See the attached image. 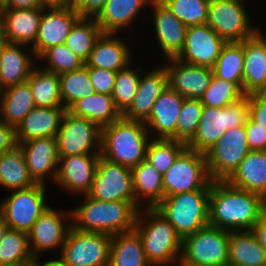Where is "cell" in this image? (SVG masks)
Segmentation results:
<instances>
[{
  "instance_id": "59",
  "label": "cell",
  "mask_w": 266,
  "mask_h": 266,
  "mask_svg": "<svg viewBox=\"0 0 266 266\" xmlns=\"http://www.w3.org/2000/svg\"><path fill=\"white\" fill-rule=\"evenodd\" d=\"M85 0H70V6L72 8H78Z\"/></svg>"
},
{
  "instance_id": "26",
  "label": "cell",
  "mask_w": 266,
  "mask_h": 266,
  "mask_svg": "<svg viewBox=\"0 0 266 266\" xmlns=\"http://www.w3.org/2000/svg\"><path fill=\"white\" fill-rule=\"evenodd\" d=\"M113 33H102L97 39L89 58L85 62L86 67H96L118 72L126 68L132 62L126 41Z\"/></svg>"
},
{
  "instance_id": "52",
  "label": "cell",
  "mask_w": 266,
  "mask_h": 266,
  "mask_svg": "<svg viewBox=\"0 0 266 266\" xmlns=\"http://www.w3.org/2000/svg\"><path fill=\"white\" fill-rule=\"evenodd\" d=\"M107 0H85L78 8L81 18H96Z\"/></svg>"
},
{
  "instance_id": "56",
  "label": "cell",
  "mask_w": 266,
  "mask_h": 266,
  "mask_svg": "<svg viewBox=\"0 0 266 266\" xmlns=\"http://www.w3.org/2000/svg\"><path fill=\"white\" fill-rule=\"evenodd\" d=\"M8 39H7V35L5 32V28L3 25V22L0 18V54L3 51V49L8 45Z\"/></svg>"
},
{
  "instance_id": "36",
  "label": "cell",
  "mask_w": 266,
  "mask_h": 266,
  "mask_svg": "<svg viewBox=\"0 0 266 266\" xmlns=\"http://www.w3.org/2000/svg\"><path fill=\"white\" fill-rule=\"evenodd\" d=\"M37 184L29 174L25 156L17 145L0 155V185L8 190L29 188Z\"/></svg>"
},
{
  "instance_id": "35",
  "label": "cell",
  "mask_w": 266,
  "mask_h": 266,
  "mask_svg": "<svg viewBox=\"0 0 266 266\" xmlns=\"http://www.w3.org/2000/svg\"><path fill=\"white\" fill-rule=\"evenodd\" d=\"M132 176L136 205L142 199L147 208H155L164 198L163 175L144 160L132 168Z\"/></svg>"
},
{
  "instance_id": "57",
  "label": "cell",
  "mask_w": 266,
  "mask_h": 266,
  "mask_svg": "<svg viewBox=\"0 0 266 266\" xmlns=\"http://www.w3.org/2000/svg\"><path fill=\"white\" fill-rule=\"evenodd\" d=\"M46 7L51 6H70V0H42Z\"/></svg>"
},
{
  "instance_id": "4",
  "label": "cell",
  "mask_w": 266,
  "mask_h": 266,
  "mask_svg": "<svg viewBox=\"0 0 266 266\" xmlns=\"http://www.w3.org/2000/svg\"><path fill=\"white\" fill-rule=\"evenodd\" d=\"M134 229L142 240L147 261L152 266H168L180 262L182 238L155 208L146 207L143 214L139 210Z\"/></svg>"
},
{
  "instance_id": "27",
  "label": "cell",
  "mask_w": 266,
  "mask_h": 266,
  "mask_svg": "<svg viewBox=\"0 0 266 266\" xmlns=\"http://www.w3.org/2000/svg\"><path fill=\"white\" fill-rule=\"evenodd\" d=\"M43 8L0 9L7 39L12 44L33 46L37 40Z\"/></svg>"
},
{
  "instance_id": "32",
  "label": "cell",
  "mask_w": 266,
  "mask_h": 266,
  "mask_svg": "<svg viewBox=\"0 0 266 266\" xmlns=\"http://www.w3.org/2000/svg\"><path fill=\"white\" fill-rule=\"evenodd\" d=\"M67 111L76 117L96 123L100 128L122 117L111 95L96 92L77 100Z\"/></svg>"
},
{
  "instance_id": "5",
  "label": "cell",
  "mask_w": 266,
  "mask_h": 266,
  "mask_svg": "<svg viewBox=\"0 0 266 266\" xmlns=\"http://www.w3.org/2000/svg\"><path fill=\"white\" fill-rule=\"evenodd\" d=\"M210 189L166 196L155 209L175 228L182 240L209 224Z\"/></svg>"
},
{
  "instance_id": "25",
  "label": "cell",
  "mask_w": 266,
  "mask_h": 266,
  "mask_svg": "<svg viewBox=\"0 0 266 266\" xmlns=\"http://www.w3.org/2000/svg\"><path fill=\"white\" fill-rule=\"evenodd\" d=\"M66 111L64 106L34 107L15 129L17 145L35 138L56 137Z\"/></svg>"
},
{
  "instance_id": "22",
  "label": "cell",
  "mask_w": 266,
  "mask_h": 266,
  "mask_svg": "<svg viewBox=\"0 0 266 266\" xmlns=\"http://www.w3.org/2000/svg\"><path fill=\"white\" fill-rule=\"evenodd\" d=\"M167 86L168 73L165 66L154 68L144 76L141 75L133 102L122 114V117L128 120L145 122L155 101Z\"/></svg>"
},
{
  "instance_id": "50",
  "label": "cell",
  "mask_w": 266,
  "mask_h": 266,
  "mask_svg": "<svg viewBox=\"0 0 266 266\" xmlns=\"http://www.w3.org/2000/svg\"><path fill=\"white\" fill-rule=\"evenodd\" d=\"M244 127L250 150H266V127L257 124L250 117Z\"/></svg>"
},
{
  "instance_id": "31",
  "label": "cell",
  "mask_w": 266,
  "mask_h": 266,
  "mask_svg": "<svg viewBox=\"0 0 266 266\" xmlns=\"http://www.w3.org/2000/svg\"><path fill=\"white\" fill-rule=\"evenodd\" d=\"M228 264L233 266H266V250L251 230L230 231Z\"/></svg>"
},
{
  "instance_id": "51",
  "label": "cell",
  "mask_w": 266,
  "mask_h": 266,
  "mask_svg": "<svg viewBox=\"0 0 266 266\" xmlns=\"http://www.w3.org/2000/svg\"><path fill=\"white\" fill-rule=\"evenodd\" d=\"M17 146L15 128L0 120V155Z\"/></svg>"
},
{
  "instance_id": "46",
  "label": "cell",
  "mask_w": 266,
  "mask_h": 266,
  "mask_svg": "<svg viewBox=\"0 0 266 266\" xmlns=\"http://www.w3.org/2000/svg\"><path fill=\"white\" fill-rule=\"evenodd\" d=\"M39 59L48 63L43 69L58 75L80 69L85 65V62L65 43L50 47L38 58V60Z\"/></svg>"
},
{
  "instance_id": "29",
  "label": "cell",
  "mask_w": 266,
  "mask_h": 266,
  "mask_svg": "<svg viewBox=\"0 0 266 266\" xmlns=\"http://www.w3.org/2000/svg\"><path fill=\"white\" fill-rule=\"evenodd\" d=\"M22 46L26 45L8 43L0 54V91L26 82L34 68L33 49L27 55Z\"/></svg>"
},
{
  "instance_id": "34",
  "label": "cell",
  "mask_w": 266,
  "mask_h": 266,
  "mask_svg": "<svg viewBox=\"0 0 266 266\" xmlns=\"http://www.w3.org/2000/svg\"><path fill=\"white\" fill-rule=\"evenodd\" d=\"M109 266H152L135 229L112 235Z\"/></svg>"
},
{
  "instance_id": "60",
  "label": "cell",
  "mask_w": 266,
  "mask_h": 266,
  "mask_svg": "<svg viewBox=\"0 0 266 266\" xmlns=\"http://www.w3.org/2000/svg\"><path fill=\"white\" fill-rule=\"evenodd\" d=\"M5 0H0V7L3 5Z\"/></svg>"
},
{
  "instance_id": "37",
  "label": "cell",
  "mask_w": 266,
  "mask_h": 266,
  "mask_svg": "<svg viewBox=\"0 0 266 266\" xmlns=\"http://www.w3.org/2000/svg\"><path fill=\"white\" fill-rule=\"evenodd\" d=\"M26 82L36 107L63 106L58 74L34 67Z\"/></svg>"
},
{
  "instance_id": "42",
  "label": "cell",
  "mask_w": 266,
  "mask_h": 266,
  "mask_svg": "<svg viewBox=\"0 0 266 266\" xmlns=\"http://www.w3.org/2000/svg\"><path fill=\"white\" fill-rule=\"evenodd\" d=\"M186 147L185 143L175 139L151 138L146 150V161L164 175Z\"/></svg>"
},
{
  "instance_id": "14",
  "label": "cell",
  "mask_w": 266,
  "mask_h": 266,
  "mask_svg": "<svg viewBox=\"0 0 266 266\" xmlns=\"http://www.w3.org/2000/svg\"><path fill=\"white\" fill-rule=\"evenodd\" d=\"M89 197L110 202H136L132 169L100 155Z\"/></svg>"
},
{
  "instance_id": "49",
  "label": "cell",
  "mask_w": 266,
  "mask_h": 266,
  "mask_svg": "<svg viewBox=\"0 0 266 266\" xmlns=\"http://www.w3.org/2000/svg\"><path fill=\"white\" fill-rule=\"evenodd\" d=\"M249 117L259 125L266 127V91L248 95Z\"/></svg>"
},
{
  "instance_id": "3",
  "label": "cell",
  "mask_w": 266,
  "mask_h": 266,
  "mask_svg": "<svg viewBox=\"0 0 266 266\" xmlns=\"http://www.w3.org/2000/svg\"><path fill=\"white\" fill-rule=\"evenodd\" d=\"M151 131L142 121L121 117L101 128L100 155L132 169L146 160Z\"/></svg>"
},
{
  "instance_id": "2",
  "label": "cell",
  "mask_w": 266,
  "mask_h": 266,
  "mask_svg": "<svg viewBox=\"0 0 266 266\" xmlns=\"http://www.w3.org/2000/svg\"><path fill=\"white\" fill-rule=\"evenodd\" d=\"M83 204L71 209L76 230L115 235L135 228L140 206L136 202L100 201L84 195Z\"/></svg>"
},
{
  "instance_id": "11",
  "label": "cell",
  "mask_w": 266,
  "mask_h": 266,
  "mask_svg": "<svg viewBox=\"0 0 266 266\" xmlns=\"http://www.w3.org/2000/svg\"><path fill=\"white\" fill-rule=\"evenodd\" d=\"M243 0H210L206 24L226 42H242L260 29L253 27Z\"/></svg>"
},
{
  "instance_id": "16",
  "label": "cell",
  "mask_w": 266,
  "mask_h": 266,
  "mask_svg": "<svg viewBox=\"0 0 266 266\" xmlns=\"http://www.w3.org/2000/svg\"><path fill=\"white\" fill-rule=\"evenodd\" d=\"M80 18L77 9L71 6L44 7L37 40L30 46L34 58L38 59L50 47L64 44L71 28Z\"/></svg>"
},
{
  "instance_id": "47",
  "label": "cell",
  "mask_w": 266,
  "mask_h": 266,
  "mask_svg": "<svg viewBox=\"0 0 266 266\" xmlns=\"http://www.w3.org/2000/svg\"><path fill=\"white\" fill-rule=\"evenodd\" d=\"M203 104L200 99L185 98L180 111L176 126V140L186 145L193 139L196 134Z\"/></svg>"
},
{
  "instance_id": "44",
  "label": "cell",
  "mask_w": 266,
  "mask_h": 266,
  "mask_svg": "<svg viewBox=\"0 0 266 266\" xmlns=\"http://www.w3.org/2000/svg\"><path fill=\"white\" fill-rule=\"evenodd\" d=\"M244 96L245 94L237 84L219 79L213 75L210 86L200 100L203 106L224 108Z\"/></svg>"
},
{
  "instance_id": "23",
  "label": "cell",
  "mask_w": 266,
  "mask_h": 266,
  "mask_svg": "<svg viewBox=\"0 0 266 266\" xmlns=\"http://www.w3.org/2000/svg\"><path fill=\"white\" fill-rule=\"evenodd\" d=\"M184 97L169 85L155 101L148 119L144 122L148 130L151 128L155 137L176 140V126Z\"/></svg>"
},
{
  "instance_id": "19",
  "label": "cell",
  "mask_w": 266,
  "mask_h": 266,
  "mask_svg": "<svg viewBox=\"0 0 266 266\" xmlns=\"http://www.w3.org/2000/svg\"><path fill=\"white\" fill-rule=\"evenodd\" d=\"M165 64L168 85L184 98L200 99L210 86L213 69L182 62L177 58L168 59Z\"/></svg>"
},
{
  "instance_id": "13",
  "label": "cell",
  "mask_w": 266,
  "mask_h": 266,
  "mask_svg": "<svg viewBox=\"0 0 266 266\" xmlns=\"http://www.w3.org/2000/svg\"><path fill=\"white\" fill-rule=\"evenodd\" d=\"M59 156L100 154L101 128L66 111L56 135Z\"/></svg>"
},
{
  "instance_id": "9",
  "label": "cell",
  "mask_w": 266,
  "mask_h": 266,
  "mask_svg": "<svg viewBox=\"0 0 266 266\" xmlns=\"http://www.w3.org/2000/svg\"><path fill=\"white\" fill-rule=\"evenodd\" d=\"M45 184L13 190L0 204V214L10 229L29 233L33 224L49 208L45 203Z\"/></svg>"
},
{
  "instance_id": "10",
  "label": "cell",
  "mask_w": 266,
  "mask_h": 266,
  "mask_svg": "<svg viewBox=\"0 0 266 266\" xmlns=\"http://www.w3.org/2000/svg\"><path fill=\"white\" fill-rule=\"evenodd\" d=\"M112 235L71 227L61 252L66 266H109Z\"/></svg>"
},
{
  "instance_id": "8",
  "label": "cell",
  "mask_w": 266,
  "mask_h": 266,
  "mask_svg": "<svg viewBox=\"0 0 266 266\" xmlns=\"http://www.w3.org/2000/svg\"><path fill=\"white\" fill-rule=\"evenodd\" d=\"M211 183L206 155L186 147L163 175L164 197L210 189Z\"/></svg>"
},
{
  "instance_id": "55",
  "label": "cell",
  "mask_w": 266,
  "mask_h": 266,
  "mask_svg": "<svg viewBox=\"0 0 266 266\" xmlns=\"http://www.w3.org/2000/svg\"><path fill=\"white\" fill-rule=\"evenodd\" d=\"M40 256L41 255L33 257V260L31 262V266H66L60 255H58L59 256L58 259H51V260H48L42 264H41V262H39Z\"/></svg>"
},
{
  "instance_id": "12",
  "label": "cell",
  "mask_w": 266,
  "mask_h": 266,
  "mask_svg": "<svg viewBox=\"0 0 266 266\" xmlns=\"http://www.w3.org/2000/svg\"><path fill=\"white\" fill-rule=\"evenodd\" d=\"M250 148L244 126L228 129L206 153L212 181H226L247 156Z\"/></svg>"
},
{
  "instance_id": "18",
  "label": "cell",
  "mask_w": 266,
  "mask_h": 266,
  "mask_svg": "<svg viewBox=\"0 0 266 266\" xmlns=\"http://www.w3.org/2000/svg\"><path fill=\"white\" fill-rule=\"evenodd\" d=\"M100 154L59 156L55 182L76 194L87 195L91 190Z\"/></svg>"
},
{
  "instance_id": "33",
  "label": "cell",
  "mask_w": 266,
  "mask_h": 266,
  "mask_svg": "<svg viewBox=\"0 0 266 266\" xmlns=\"http://www.w3.org/2000/svg\"><path fill=\"white\" fill-rule=\"evenodd\" d=\"M34 107L36 105L27 82L0 91V120L15 129Z\"/></svg>"
},
{
  "instance_id": "48",
  "label": "cell",
  "mask_w": 266,
  "mask_h": 266,
  "mask_svg": "<svg viewBox=\"0 0 266 266\" xmlns=\"http://www.w3.org/2000/svg\"><path fill=\"white\" fill-rule=\"evenodd\" d=\"M87 68L89 70L90 81L95 92L105 95H112L117 72L96 67Z\"/></svg>"
},
{
  "instance_id": "6",
  "label": "cell",
  "mask_w": 266,
  "mask_h": 266,
  "mask_svg": "<svg viewBox=\"0 0 266 266\" xmlns=\"http://www.w3.org/2000/svg\"><path fill=\"white\" fill-rule=\"evenodd\" d=\"M248 118V95L224 108L203 106L196 134L187 144V148L205 154L226 130L245 126Z\"/></svg>"
},
{
  "instance_id": "17",
  "label": "cell",
  "mask_w": 266,
  "mask_h": 266,
  "mask_svg": "<svg viewBox=\"0 0 266 266\" xmlns=\"http://www.w3.org/2000/svg\"><path fill=\"white\" fill-rule=\"evenodd\" d=\"M227 42L207 24L188 26L178 60L212 68Z\"/></svg>"
},
{
  "instance_id": "1",
  "label": "cell",
  "mask_w": 266,
  "mask_h": 266,
  "mask_svg": "<svg viewBox=\"0 0 266 266\" xmlns=\"http://www.w3.org/2000/svg\"><path fill=\"white\" fill-rule=\"evenodd\" d=\"M266 212V199L253 192L212 181L209 195V225L228 231L251 230Z\"/></svg>"
},
{
  "instance_id": "58",
  "label": "cell",
  "mask_w": 266,
  "mask_h": 266,
  "mask_svg": "<svg viewBox=\"0 0 266 266\" xmlns=\"http://www.w3.org/2000/svg\"><path fill=\"white\" fill-rule=\"evenodd\" d=\"M8 226L6 225L3 216L0 214V243L6 233Z\"/></svg>"
},
{
  "instance_id": "54",
  "label": "cell",
  "mask_w": 266,
  "mask_h": 266,
  "mask_svg": "<svg viewBox=\"0 0 266 266\" xmlns=\"http://www.w3.org/2000/svg\"><path fill=\"white\" fill-rule=\"evenodd\" d=\"M259 244L266 250V212L251 229Z\"/></svg>"
},
{
  "instance_id": "15",
  "label": "cell",
  "mask_w": 266,
  "mask_h": 266,
  "mask_svg": "<svg viewBox=\"0 0 266 266\" xmlns=\"http://www.w3.org/2000/svg\"><path fill=\"white\" fill-rule=\"evenodd\" d=\"M71 227V210L58 212L49 207L33 224L28 233L32 256H38L46 250L50 251L55 248L60 249L59 252H61Z\"/></svg>"
},
{
  "instance_id": "30",
  "label": "cell",
  "mask_w": 266,
  "mask_h": 266,
  "mask_svg": "<svg viewBox=\"0 0 266 266\" xmlns=\"http://www.w3.org/2000/svg\"><path fill=\"white\" fill-rule=\"evenodd\" d=\"M152 0H107L104 8L95 18L103 33H118L128 28L137 15L150 5Z\"/></svg>"
},
{
  "instance_id": "38",
  "label": "cell",
  "mask_w": 266,
  "mask_h": 266,
  "mask_svg": "<svg viewBox=\"0 0 266 266\" xmlns=\"http://www.w3.org/2000/svg\"><path fill=\"white\" fill-rule=\"evenodd\" d=\"M244 67V41L227 42L215 62V77L237 84L242 89Z\"/></svg>"
},
{
  "instance_id": "41",
  "label": "cell",
  "mask_w": 266,
  "mask_h": 266,
  "mask_svg": "<svg viewBox=\"0 0 266 266\" xmlns=\"http://www.w3.org/2000/svg\"><path fill=\"white\" fill-rule=\"evenodd\" d=\"M59 79L62 103L66 110L77 100L95 93L89 70L85 65L80 69L60 74Z\"/></svg>"
},
{
  "instance_id": "24",
  "label": "cell",
  "mask_w": 266,
  "mask_h": 266,
  "mask_svg": "<svg viewBox=\"0 0 266 266\" xmlns=\"http://www.w3.org/2000/svg\"><path fill=\"white\" fill-rule=\"evenodd\" d=\"M260 30L244 40L242 91L249 95L266 91V37Z\"/></svg>"
},
{
  "instance_id": "28",
  "label": "cell",
  "mask_w": 266,
  "mask_h": 266,
  "mask_svg": "<svg viewBox=\"0 0 266 266\" xmlns=\"http://www.w3.org/2000/svg\"><path fill=\"white\" fill-rule=\"evenodd\" d=\"M226 181L266 199V150H250Z\"/></svg>"
},
{
  "instance_id": "20",
  "label": "cell",
  "mask_w": 266,
  "mask_h": 266,
  "mask_svg": "<svg viewBox=\"0 0 266 266\" xmlns=\"http://www.w3.org/2000/svg\"><path fill=\"white\" fill-rule=\"evenodd\" d=\"M18 146L25 156L29 174L36 183L46 184L48 176L55 181L59 161L56 137L35 138Z\"/></svg>"
},
{
  "instance_id": "43",
  "label": "cell",
  "mask_w": 266,
  "mask_h": 266,
  "mask_svg": "<svg viewBox=\"0 0 266 266\" xmlns=\"http://www.w3.org/2000/svg\"><path fill=\"white\" fill-rule=\"evenodd\" d=\"M131 63L116 75L112 98L115 106L123 114L132 104L141 77V68H131Z\"/></svg>"
},
{
  "instance_id": "39",
  "label": "cell",
  "mask_w": 266,
  "mask_h": 266,
  "mask_svg": "<svg viewBox=\"0 0 266 266\" xmlns=\"http://www.w3.org/2000/svg\"><path fill=\"white\" fill-rule=\"evenodd\" d=\"M28 233L8 228L0 243V266L31 264Z\"/></svg>"
},
{
  "instance_id": "7",
  "label": "cell",
  "mask_w": 266,
  "mask_h": 266,
  "mask_svg": "<svg viewBox=\"0 0 266 266\" xmlns=\"http://www.w3.org/2000/svg\"><path fill=\"white\" fill-rule=\"evenodd\" d=\"M230 231L206 225L182 240L180 264L227 266Z\"/></svg>"
},
{
  "instance_id": "45",
  "label": "cell",
  "mask_w": 266,
  "mask_h": 266,
  "mask_svg": "<svg viewBox=\"0 0 266 266\" xmlns=\"http://www.w3.org/2000/svg\"><path fill=\"white\" fill-rule=\"evenodd\" d=\"M183 24H206L210 0H160Z\"/></svg>"
},
{
  "instance_id": "53",
  "label": "cell",
  "mask_w": 266,
  "mask_h": 266,
  "mask_svg": "<svg viewBox=\"0 0 266 266\" xmlns=\"http://www.w3.org/2000/svg\"><path fill=\"white\" fill-rule=\"evenodd\" d=\"M46 7L42 0H5L0 9H34Z\"/></svg>"
},
{
  "instance_id": "40",
  "label": "cell",
  "mask_w": 266,
  "mask_h": 266,
  "mask_svg": "<svg viewBox=\"0 0 266 266\" xmlns=\"http://www.w3.org/2000/svg\"><path fill=\"white\" fill-rule=\"evenodd\" d=\"M102 33L95 18H80L71 28L65 44L86 62Z\"/></svg>"
},
{
  "instance_id": "21",
  "label": "cell",
  "mask_w": 266,
  "mask_h": 266,
  "mask_svg": "<svg viewBox=\"0 0 266 266\" xmlns=\"http://www.w3.org/2000/svg\"><path fill=\"white\" fill-rule=\"evenodd\" d=\"M154 33L165 59L177 58L184 47L187 26L160 0H152Z\"/></svg>"
}]
</instances>
